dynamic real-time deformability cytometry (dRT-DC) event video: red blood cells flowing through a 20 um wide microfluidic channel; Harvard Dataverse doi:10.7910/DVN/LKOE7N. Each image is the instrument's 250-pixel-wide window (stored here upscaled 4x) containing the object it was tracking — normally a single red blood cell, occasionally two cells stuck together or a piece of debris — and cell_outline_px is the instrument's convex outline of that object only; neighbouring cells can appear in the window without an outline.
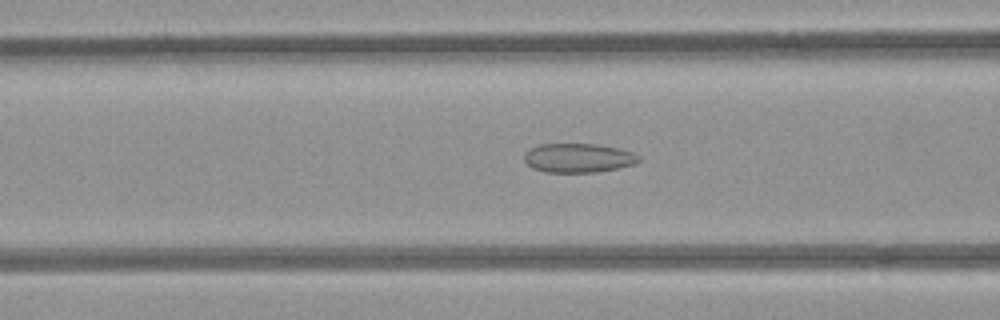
{"species": "common noctule bat (a hibernating species)", "species_latin": "Nyctalus noctula", "temperature_condition": "room temperature", "stored_images_in_passage": 53, "camera_frame_rate_fps": 3000, "um_per_image_px": 0.085, "animal": {"sex": "female", "body_mass_g": 21.9}, "frame": {"image": 1, "passage_image": 21, "time_ms": 6.667, "image_size_px": [1000, 320], "cell_outline_px": [[640, 160], [636, 164], [596, 172], [544, 172], [532, 168], [524, 160], [524, 152], [528, 148], [540, 144], [596, 144], [616, 148], [632, 152], [640, 156]], "centroid_in_image_um": [49.12, 13.42], "position_along_channel_um": 117.5, "area_um2": 19.48}}
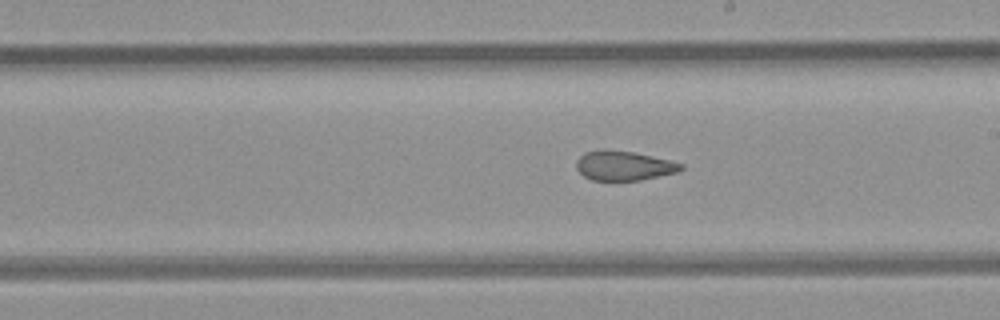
{"frame": {"image": 2, "passage_image": 30, "time_ms": 9.667, "image_size_px": [1000, 320], "cell_outline_px": [[684, 168], [676, 172], [640, 180], [592, 180], [584, 176], [576, 168], [576, 160], [584, 152], [632, 152], [668, 160], [684, 164]], "centroid_in_image_um": [53.03, 14.12], "position_along_channel_um": 236.0, "area_um2": 17.22}}
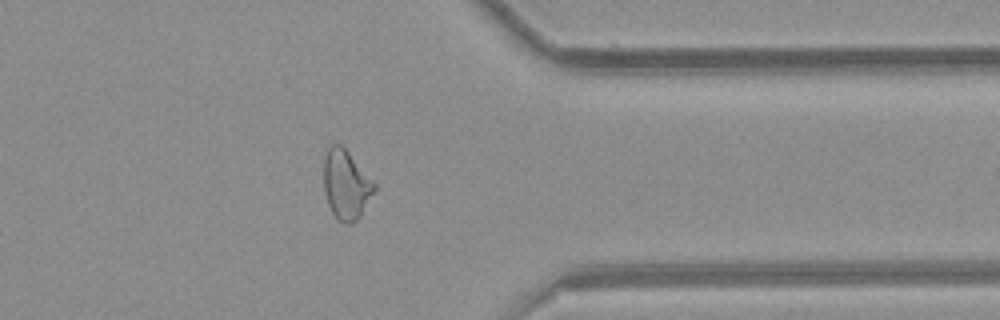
{"frame": {"image": 3, "passage_image": 42, "time_ms": 13.667, "image_size_px": [1000, 320], "cell_outline_px": [[376, 188], [360, 216], [352, 224], [344, 224], [336, 220], [328, 204], [324, 192], [324, 156], [328, 148], [332, 144], [340, 144], [348, 152], [376, 184]], "centroid_in_image_um": [29.4, 15.72], "position_along_channel_um": 382.0, "area_um2": 20.35}, "authors_computed_cell_mechanics": {"area_um2": 21.7906, "velocity_mm_per_s": 3.9399, "shape_relaxation_time_tau1_ms": null, "shape_relaxation_time_tau2_ms": 1.5057, "deformation_change_tau1": null, "deformation_change_tau2": 0.0893}}